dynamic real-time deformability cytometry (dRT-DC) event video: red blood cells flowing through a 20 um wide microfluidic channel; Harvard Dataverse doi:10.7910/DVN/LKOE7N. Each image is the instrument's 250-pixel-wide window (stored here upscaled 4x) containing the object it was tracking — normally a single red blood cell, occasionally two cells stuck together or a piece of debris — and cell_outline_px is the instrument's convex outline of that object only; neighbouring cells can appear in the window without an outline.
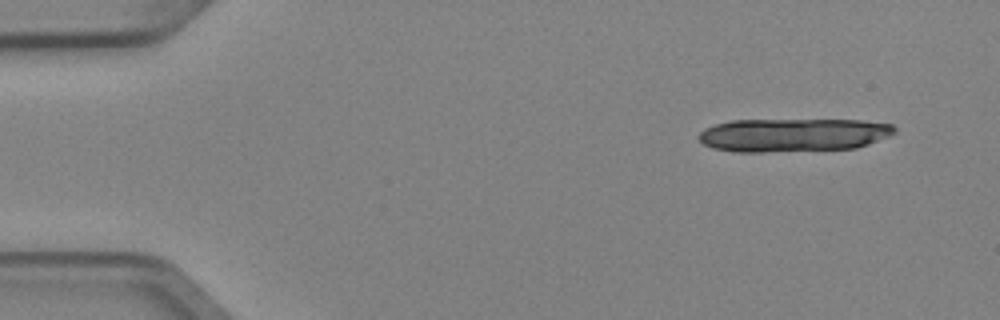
{"species": "Egyptian fruit bat (a non-hibernating species)", "species_latin": "Rousettus aegyptiacus", "temperature_condition": "cold", "stored_images_in_passage": 5, "camera_frame_rate_fps": 3000, "um_per_image_px": 0.085, "animal": {"sex": "female"}, "frame": {"image": 1, "passage_image": 1, "time_ms": 0.0, "image_size_px": [1000, 320], "cell_outline_px": [[896, 132], [888, 136], [868, 144], [856, 148], [764, 152], [732, 152], [712, 148], [704, 144], [696, 136], [704, 128], [716, 124], [732, 120], [860, 120], [892, 124], [896, 128]], "centroid_in_image_um": [67.38, 11.47], "position_along_channel_um": 17.6, "area_um2": 38.21}}